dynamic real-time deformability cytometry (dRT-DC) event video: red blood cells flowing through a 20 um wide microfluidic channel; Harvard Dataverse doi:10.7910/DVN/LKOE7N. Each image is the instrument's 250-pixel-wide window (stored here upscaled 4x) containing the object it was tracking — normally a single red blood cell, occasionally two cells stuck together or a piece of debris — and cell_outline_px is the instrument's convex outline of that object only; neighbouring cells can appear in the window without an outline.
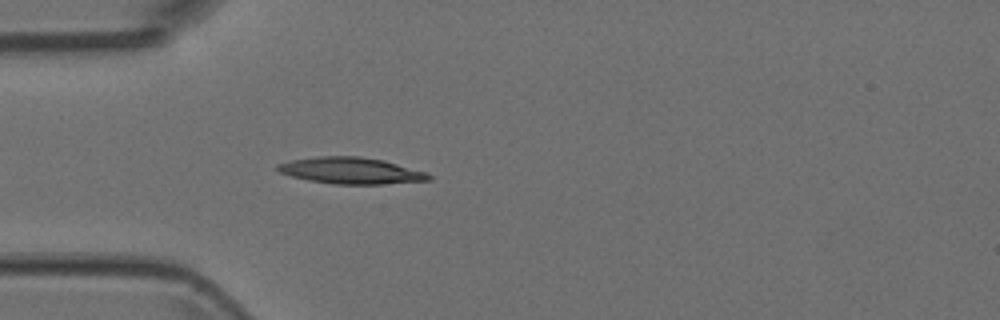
{"species": "Egyptian fruit bat (a non-hibernating species)", "species_latin": "Rousettus aegyptiacus", "temperature_condition": "room temperature", "stored_images_in_passage": 5, "camera_frame_rate_fps": 3000, "um_per_image_px": 0.085, "animal": {"sex": "female"}, "frame": {"image": 1, "passage_image": 5, "time_ms": 1.333, "image_size_px": [1000, 320], "cell_outline_px": [[432, 180], [380, 184], [332, 184], [308, 180], [292, 176], [280, 172], [276, 168], [276, 164], [292, 160], [316, 156], [360, 156], [384, 160], [428, 172], [432, 176]], "centroid_in_image_um": [29.86, 14.5], "position_along_channel_um": 55.1, "area_um2": 23.41}}